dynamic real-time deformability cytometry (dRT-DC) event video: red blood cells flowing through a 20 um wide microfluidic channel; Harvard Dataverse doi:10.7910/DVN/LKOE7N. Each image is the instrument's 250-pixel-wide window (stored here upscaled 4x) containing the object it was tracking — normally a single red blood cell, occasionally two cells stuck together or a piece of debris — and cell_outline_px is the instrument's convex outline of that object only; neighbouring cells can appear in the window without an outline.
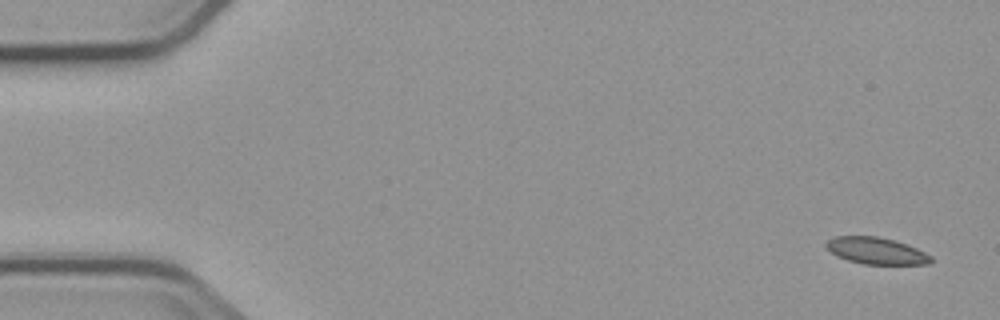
{"species": "common noctule bat (a hibernating species)", "species_latin": "Nyctalus noctula", "temperature_condition": "cold", "stored_images_in_passage": 6, "camera_frame_rate_fps": 3000, "um_per_image_px": 0.085, "animal": {"sex": "male", "body_mass_g": 23.1, "forearm_length_mm": 52.7}, "frame": {"image": 1, "passage_image": 1, "time_ms": 0.0, "image_size_px": [1000, 320], "cell_outline_px": [[932, 260], [928, 264], [864, 264], [848, 260], [836, 256], [824, 244], [828, 240], [836, 236], [876, 236], [892, 240], [916, 248], [932, 256]], "centroid_in_image_um": [74.46, 21.32], "position_along_channel_um": 10.5, "area_um2": 16.07}}
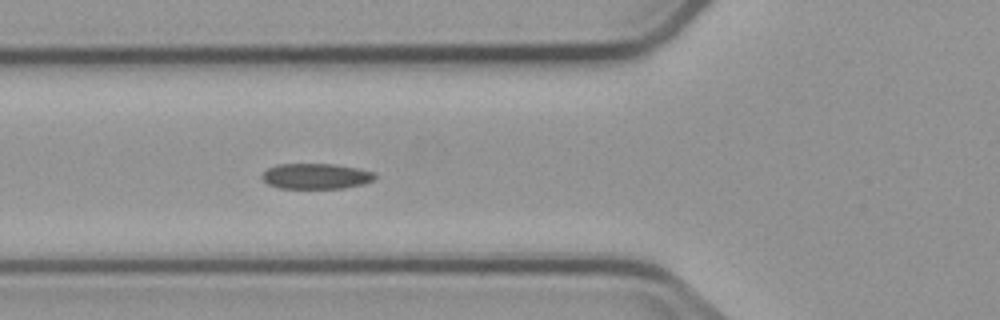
{"frame": {"image": 2, "passage_image": 6, "time_ms": 6.0, "image_size_px": [1000, 320], "cell_outline_px": [[376, 176], [372, 180], [364, 184], [344, 188], [280, 188], [268, 184], [260, 176], [268, 168], [276, 164], [332, 164], [356, 168], [372, 172]], "centroid_in_image_um": [26.82, 14.98], "position_along_channel_um": 99.0, "area_um2": 16.65}}